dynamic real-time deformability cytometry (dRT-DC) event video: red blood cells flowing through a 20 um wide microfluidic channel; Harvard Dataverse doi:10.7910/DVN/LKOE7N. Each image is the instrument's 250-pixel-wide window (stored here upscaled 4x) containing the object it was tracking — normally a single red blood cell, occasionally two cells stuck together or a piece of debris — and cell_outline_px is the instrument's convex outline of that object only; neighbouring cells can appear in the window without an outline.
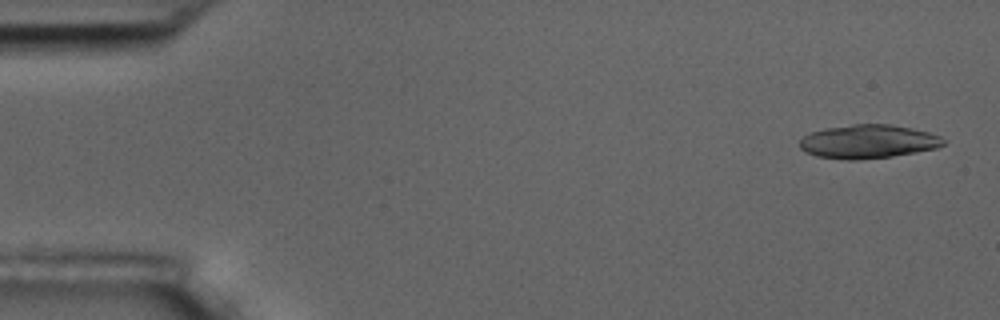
{"species": "common noctule bat (a hibernating species)", "species_latin": "Nyctalus noctula", "temperature_condition": "room temperature", "stored_images_in_passage": 6, "camera_frame_rate_fps": 3000, "um_per_image_px": 0.085, "animal": {"sex": "male", "body_mass_g": 17.5, "forearm_length_mm": 52.3}, "frame": {"image": 1, "passage_image": 1, "time_ms": 0.0, "image_size_px": [1000, 320], "cell_outline_px": [[948, 140], [944, 144], [936, 148], [916, 152], [892, 156], [856, 160], [848, 160], [816, 156], [804, 152], [800, 148], [800, 140], [804, 136], [812, 132], [824, 128], [852, 124], [892, 124], [912, 128], [928, 132], [940, 136]], "centroid_in_image_um": [73.8, 12.03], "position_along_channel_um": 11.2, "area_um2": 28.32}}